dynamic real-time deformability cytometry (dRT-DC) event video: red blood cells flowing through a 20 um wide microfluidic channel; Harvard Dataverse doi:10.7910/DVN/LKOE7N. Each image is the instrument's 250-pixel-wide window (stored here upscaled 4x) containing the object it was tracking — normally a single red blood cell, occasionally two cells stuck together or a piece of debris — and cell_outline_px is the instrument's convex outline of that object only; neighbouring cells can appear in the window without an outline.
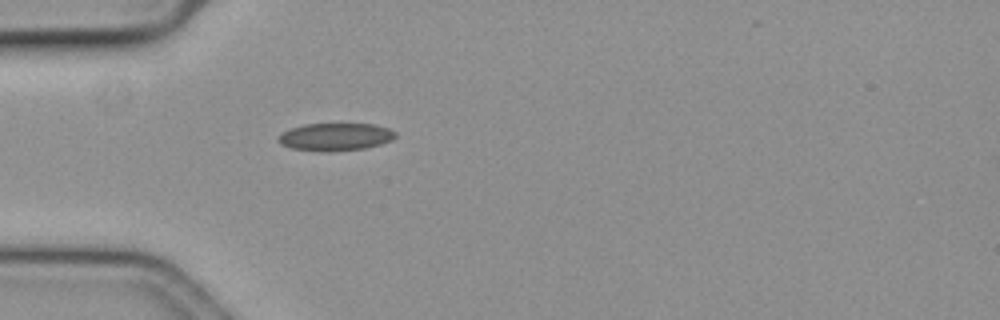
{"species": "common noctule bat (a hibernating species)", "species_latin": "Nyctalus noctula", "temperature_condition": "cold", "stored_images_in_passage": 41, "camera_frame_rate_fps": 3000, "um_per_image_px": 0.085, "animal": {"sex": "female", "body_mass_g": 19.3, "forearm_length_mm": 54.1}, "frame": {"image": 1, "passage_image": 1, "time_ms": 0.0, "image_size_px": [1000, 320], "cell_outline_px": [[396, 136], [392, 140], [380, 144], [364, 148], [324, 152], [320, 152], [292, 148], [280, 144], [276, 140], [276, 136], [292, 128], [304, 124], [372, 124], [388, 128], [396, 132]], "centroid_in_image_um": [28.48, 11.64], "position_along_channel_um": 56.5, "area_um2": 18.84}}
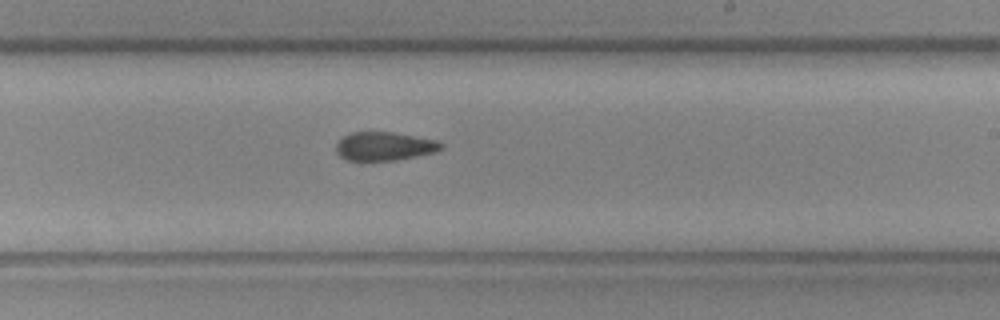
{"frame": {"image": 2, "passage_image": 18, "time_ms": 5.667, "image_size_px": [1000, 320], "cell_outline_px": [[444, 148], [432, 152], [416, 156], [396, 160], [348, 160], [340, 156], [336, 152], [336, 144], [344, 136], [352, 132], [392, 132], [436, 140], [444, 144]], "centroid_in_image_um": [32.67, 12.43], "position_along_channel_um": 256.3, "area_um2": 17.28}}
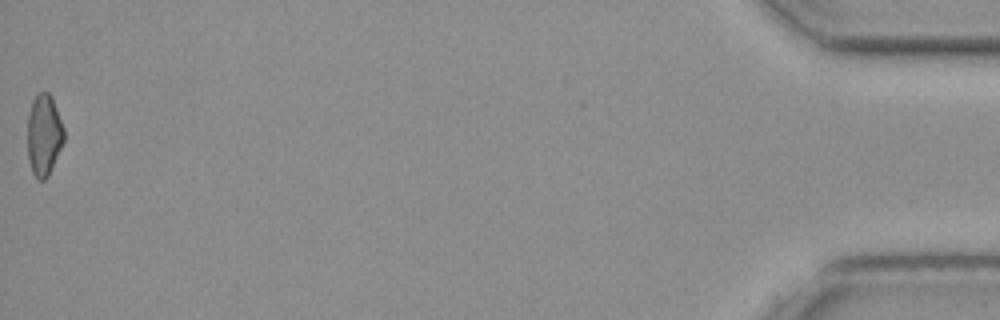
{"frame": {"image": 3, "passage_image": 41, "time_ms": 13.333, "image_size_px": [1000, 320], "cell_outline_px": [[64, 140], [48, 176], [44, 180], [36, 180], [32, 172], [28, 156], [28, 112], [32, 100], [40, 92], [48, 92], [52, 96], [64, 128]], "centroid_in_image_um": [3.73, 11.47], "position_along_channel_um": 431.5, "area_um2": 17.28}}